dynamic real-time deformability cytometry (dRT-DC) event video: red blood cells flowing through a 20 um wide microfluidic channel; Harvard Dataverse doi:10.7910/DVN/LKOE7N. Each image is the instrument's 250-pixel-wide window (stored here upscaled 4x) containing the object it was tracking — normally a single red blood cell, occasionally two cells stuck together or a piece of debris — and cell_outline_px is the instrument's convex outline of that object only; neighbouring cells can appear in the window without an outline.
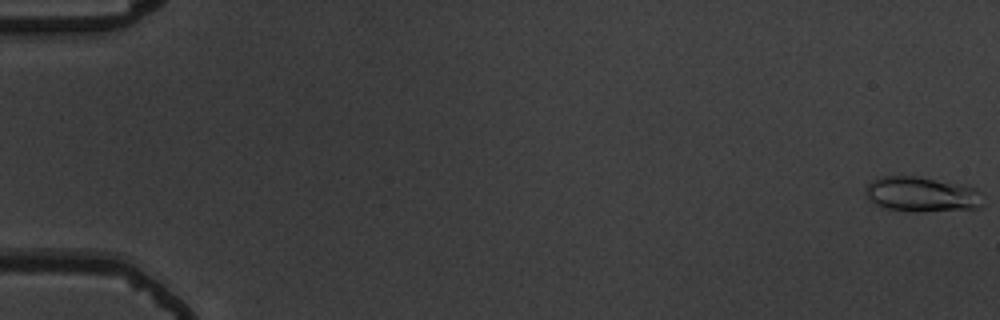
{"species": "common noctule bat (a hibernating species)", "species_latin": "Nyctalus noctula", "temperature_condition": "warm", "stored_images_in_passage": 56, "camera_frame_rate_fps": 3000, "um_per_image_px": 0.085, "animal": {"sex": "male", "body_mass_g": 19.5, "forearm_length_mm": 54.6}, "frame": {"image": 1, "passage_image": 1, "time_ms": 0.0, "image_size_px": [1000, 320], "cell_outline_px": [[984, 204], [980, 208], [912, 212], [884, 208], [868, 200], [864, 192], [864, 188], [872, 180], [880, 176], [916, 176], [964, 184], [976, 188], [980, 192]], "centroid_in_image_um": [78.34, 16.51], "position_along_channel_um": 6.7, "area_um2": 24.39}}
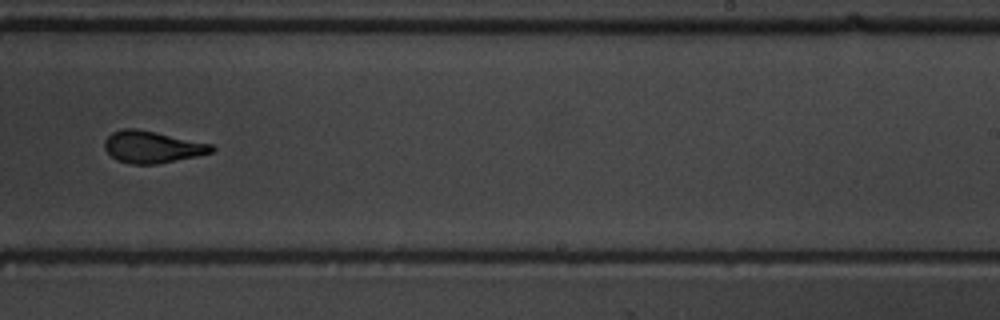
{"frame": {"image": 2, "passage_image": 36, "time_ms": 11.667, "image_size_px": [1000, 320], "cell_outline_px": [[216, 148], [212, 152], [196, 156], [156, 164], [132, 164], [116, 160], [104, 148], [104, 140], [112, 132], [124, 128], [136, 128], [156, 132], [212, 144]], "centroid_in_image_um": [12.92, 12.48], "position_along_channel_um": 276.1, "area_um2": 19.83}}
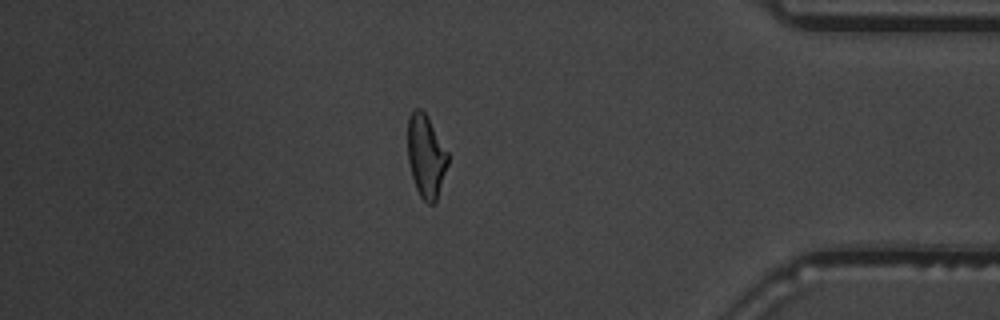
{"frame": {"image": 3, "passage_image": 48, "time_ms": 15.667, "image_size_px": [1000, 320], "cell_outline_px": [[448, 164], [436, 200], [432, 204], [428, 204], [420, 196], [416, 188], [412, 176], [408, 160], [408, 116], [412, 108], [420, 108], [428, 116], [448, 152]], "centroid_in_image_um": [36.2, 13.22], "position_along_channel_um": 399.0, "area_um2": 19.42}, "authors_computed_cell_mechanics": {"area_um2": 20.0566, "velocity_mm_per_s": 3.7908, "shape_relaxation_time_tau1_ms": 5.6522, "shape_relaxation_time_tau2_ms": 1.3671, "deformation_change_tau1": 0.2109, "deformation_change_tau2": 0.0921}}